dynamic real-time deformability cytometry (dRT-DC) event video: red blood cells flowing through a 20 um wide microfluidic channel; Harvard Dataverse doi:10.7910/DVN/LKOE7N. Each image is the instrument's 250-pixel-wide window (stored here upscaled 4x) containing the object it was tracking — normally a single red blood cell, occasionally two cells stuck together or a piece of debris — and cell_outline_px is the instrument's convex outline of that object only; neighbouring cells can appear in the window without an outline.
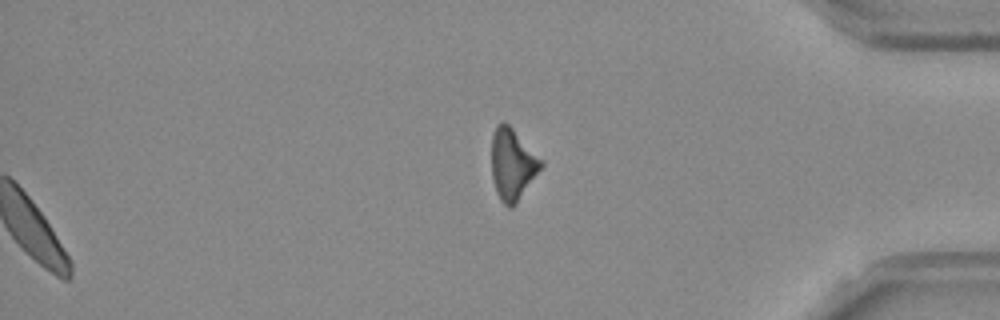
{"species": "Egyptian fruit bat (a non-hibernating species)", "species_latin": "Rousettus aegyptiacus", "temperature_condition": "room temperature", "stored_images_in_passage": 53, "segment_of_instrument_passage": [2, 2], "camera_frame_rate_fps": 3000, "um_per_image_px": 0.085, "frame": {"image": 1, "passage_image": 53, "time_ms": 17.333, "image_size_px": [1000, 320], "cell_outline_px": [[544, 164], [516, 204], [512, 208], [508, 208], [500, 200], [496, 192], [492, 176], [492, 136], [496, 124], [504, 120], [544, 160]], "centroid_in_image_um": [43.56, 13.96], "position_along_channel_um": 391.6, "area_um2": 20.69}}